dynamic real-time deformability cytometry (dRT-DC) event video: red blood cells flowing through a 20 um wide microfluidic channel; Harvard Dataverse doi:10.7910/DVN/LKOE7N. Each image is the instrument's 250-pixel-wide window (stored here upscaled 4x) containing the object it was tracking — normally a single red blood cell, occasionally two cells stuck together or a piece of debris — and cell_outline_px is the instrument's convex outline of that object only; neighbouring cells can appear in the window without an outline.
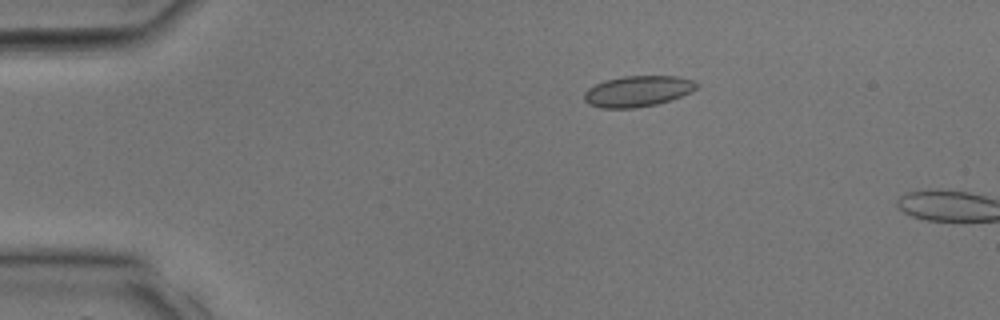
{"species": "common noctule bat (a hibernating species)", "species_latin": "Nyctalus noctula", "temperature_condition": "room temperature", "stored_images_in_passage": 9, "camera_frame_rate_fps": 3000, "um_per_image_px": 0.085, "animal": {"sex": "male", "body_mass_g": 17.9, "forearm_length_mm": 54.2}, "frame": {"image": 1, "passage_image": 7, "time_ms": 2.0, "image_size_px": [1000, 320], "cell_outline_px": [[700, 84], [692, 92], [656, 104], [636, 108], [600, 108], [588, 104], [584, 100], [584, 92], [588, 88], [604, 80], [624, 76], [676, 76], [692, 80]], "centroid_in_image_um": [54.18, 7.75], "position_along_channel_um": 30.8, "area_um2": 20.23}}